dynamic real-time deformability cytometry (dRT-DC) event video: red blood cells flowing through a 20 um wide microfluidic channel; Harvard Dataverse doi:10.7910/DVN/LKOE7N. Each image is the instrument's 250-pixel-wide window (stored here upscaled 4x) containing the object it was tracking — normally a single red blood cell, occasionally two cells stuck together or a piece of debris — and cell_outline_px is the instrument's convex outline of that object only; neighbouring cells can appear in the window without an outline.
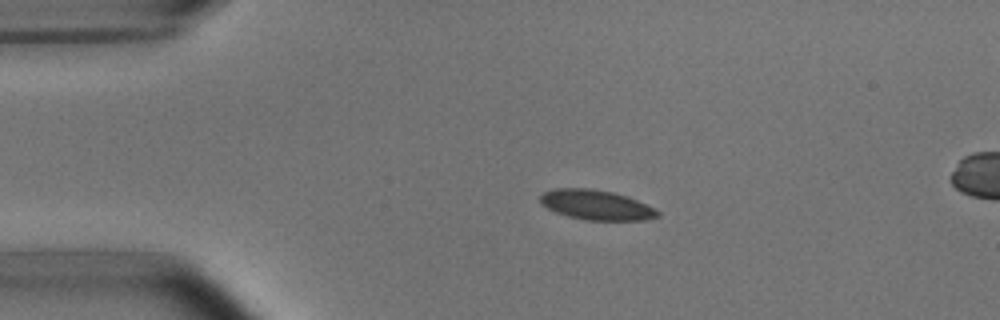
{"species": "common noctule bat (a hibernating species)", "species_latin": "Nyctalus noctula", "temperature_condition": "room temperature", "stored_images_in_passage": 5, "segment_of_instrument_passage": [1, 2], "camera_frame_rate_fps": 3000, "um_per_image_px": 0.085, "animal": {"sex": "male", "body_mass_g": 15.6}, "frame": {"image": 1, "passage_image": 3, "time_ms": 2.333, "image_size_px": [1000, 320], "cell_outline_px": [[660, 216], [644, 220], [584, 220], [568, 216], [556, 212], [540, 204], [540, 196], [544, 192], [556, 188], [588, 188], [612, 192], [628, 196], [660, 212]], "centroid_in_image_um": [50.65, 17.42], "position_along_channel_um": 34.3, "area_um2": 20.29}}